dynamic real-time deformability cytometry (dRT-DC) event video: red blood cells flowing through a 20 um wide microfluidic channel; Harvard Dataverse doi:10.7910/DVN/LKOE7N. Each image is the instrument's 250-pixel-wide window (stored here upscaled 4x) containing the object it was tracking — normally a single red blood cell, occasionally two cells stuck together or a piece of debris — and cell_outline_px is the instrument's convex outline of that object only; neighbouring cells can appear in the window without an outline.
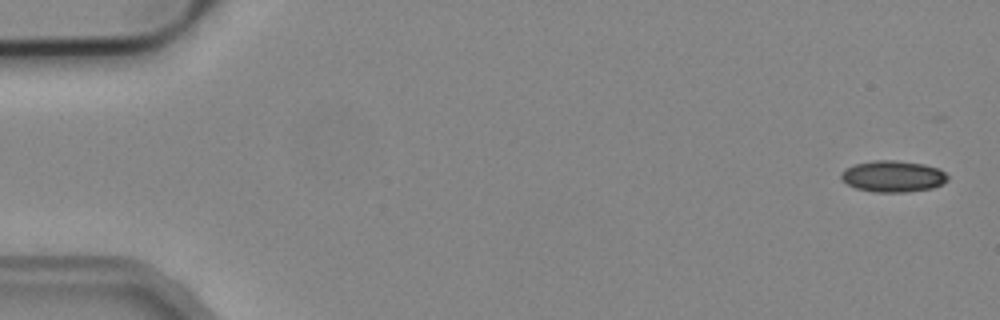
{"species": "common noctule bat (a hibernating species)", "species_latin": "Nyctalus noctula", "temperature_condition": "cold", "stored_images_in_passage": 6, "segment_of_instrument_passage": [1, 2], "camera_frame_rate_fps": 3000, "um_per_image_px": 0.085, "animal": {"sex": "male", "body_mass_g": 19.2, "forearm_length_mm": 51.8}, "frame": {"image": 1, "passage_image": 1, "time_ms": 0.0, "image_size_px": [1000, 320], "cell_outline_px": [[948, 180], [932, 188], [908, 192], [872, 192], [856, 188], [840, 180], [840, 172], [844, 168], [856, 164], [872, 160], [896, 160], [924, 164], [940, 168], [948, 176]], "centroid_in_image_um": [75.87, 14.98], "position_along_channel_um": 9.1, "area_um2": 19.71}}
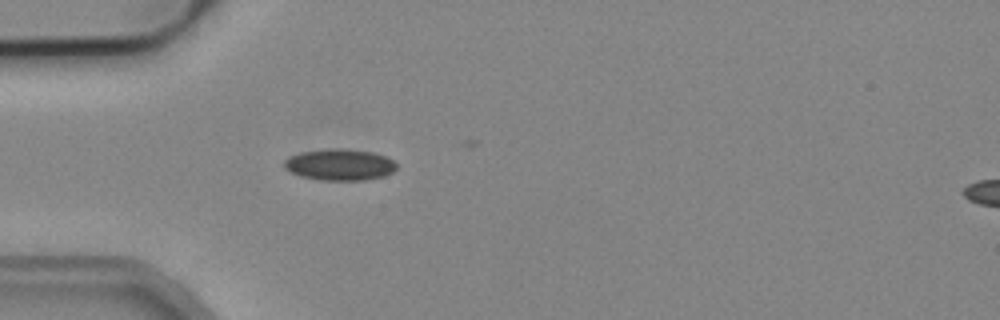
{"frame": {"image": 2, "passage_image": 5, "time_ms": 1.333, "image_size_px": [1000, 320], "cell_outline_px": [[396, 168], [392, 172], [384, 176], [364, 180], [320, 180], [300, 176], [284, 168], [284, 160], [288, 156], [300, 152], [332, 148], [336, 148], [372, 152], [384, 156], [392, 160], [396, 164]], "centroid_in_image_um": [28.84, 14.0], "position_along_channel_um": 56.2, "area_um2": 20.46}}